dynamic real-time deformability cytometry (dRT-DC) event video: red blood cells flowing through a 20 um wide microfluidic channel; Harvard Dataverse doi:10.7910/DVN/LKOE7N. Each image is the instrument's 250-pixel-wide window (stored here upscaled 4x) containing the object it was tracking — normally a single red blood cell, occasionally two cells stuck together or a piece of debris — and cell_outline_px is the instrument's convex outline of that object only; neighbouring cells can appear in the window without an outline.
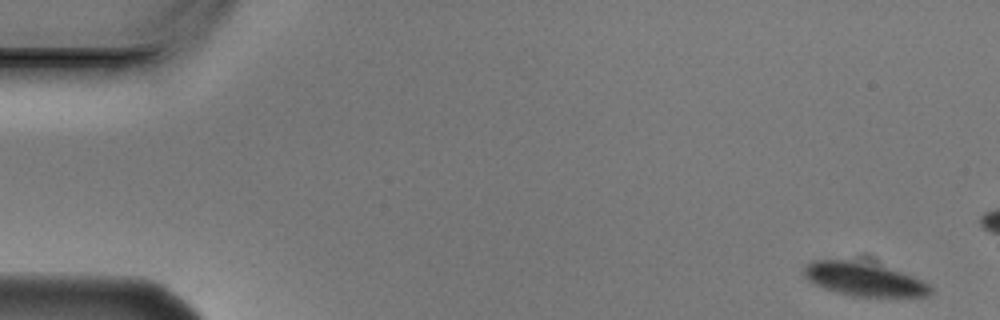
{"species": "Egyptian fruit bat (a non-hibernating species)", "species_latin": "Rousettus aegyptiacus", "temperature_condition": "cold", "stored_images_in_passage": 6, "segment_of_instrument_passage": [2, 2], "camera_frame_rate_fps": 3000, "um_per_image_px": 0.085, "animal": {"sex": "male"}, "frame": {"image": 1, "passage_image": 6, "time_ms": 1.667, "image_size_px": [1000, 320], "cell_outline_px": [[932, 292], [928, 296], [856, 296], [836, 292], [812, 284], [804, 276], [804, 268], [812, 260], [864, 256], [912, 276], [928, 284], [932, 288]], "centroid_in_image_um": [73.4, 23.64], "position_along_channel_um": 11.6, "area_um2": 26.01}}